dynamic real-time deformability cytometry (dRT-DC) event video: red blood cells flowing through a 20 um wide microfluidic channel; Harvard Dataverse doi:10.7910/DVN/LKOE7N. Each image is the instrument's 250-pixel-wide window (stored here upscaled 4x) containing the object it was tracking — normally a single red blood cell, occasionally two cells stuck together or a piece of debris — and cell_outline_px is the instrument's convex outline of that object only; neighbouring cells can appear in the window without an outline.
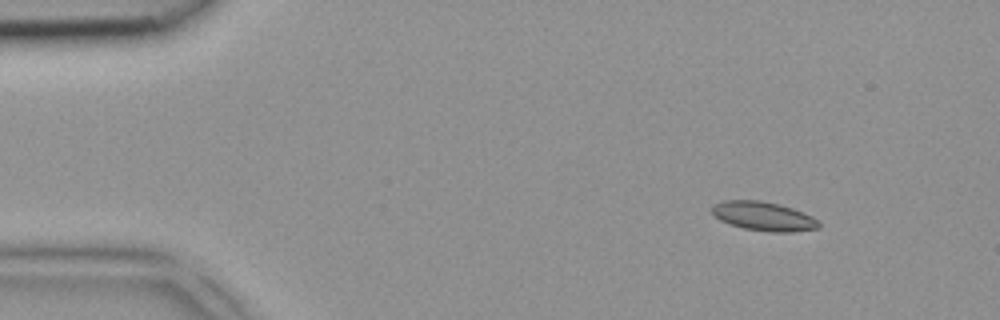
{"species": "common noctule bat (a hibernating species)", "species_latin": "Nyctalus noctula", "temperature_condition": "room temperature", "stored_images_in_passage": 3, "camera_frame_rate_fps": 3000, "um_per_image_px": 0.085, "animal": {"sex": "female", "body_mass_g": 18.4}, "frame": {"image": 1, "passage_image": 1, "time_ms": 0.0, "image_size_px": [1000, 320], "cell_outline_px": [[820, 228], [792, 232], [768, 232], [744, 228], [720, 220], [712, 212], [712, 204], [724, 200], [760, 200], [780, 204], [804, 212], [820, 220]], "centroid_in_image_um": [64.95, 18.37], "position_along_channel_um": 20.1, "area_um2": 18.21}}